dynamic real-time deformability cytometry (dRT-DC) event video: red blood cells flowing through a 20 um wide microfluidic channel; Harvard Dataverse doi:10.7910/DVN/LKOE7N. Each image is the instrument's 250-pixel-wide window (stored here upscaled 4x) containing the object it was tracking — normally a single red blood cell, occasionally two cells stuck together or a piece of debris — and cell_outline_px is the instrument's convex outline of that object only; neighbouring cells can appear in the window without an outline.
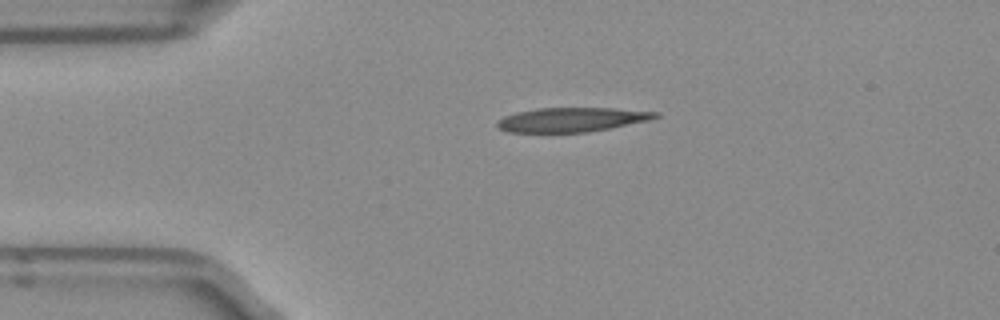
{"species": "Egyptian fruit bat (a non-hibernating species)", "species_latin": "Rousettus aegyptiacus", "temperature_condition": "room temperature", "stored_images_in_passage": 3, "camera_frame_rate_fps": 3000, "um_per_image_px": 0.085, "frame": {"image": 1, "passage_image": 1, "time_ms": 0.0, "image_size_px": [1000, 320], "cell_outline_px": [[660, 116], [648, 120], [588, 132], [508, 132], [500, 128], [496, 124], [496, 120], [504, 116], [516, 112], [536, 108], [616, 108], [660, 112]], "centroid_in_image_um": [48.57, 10.16], "position_along_channel_um": 36.4, "area_um2": 22.31}}